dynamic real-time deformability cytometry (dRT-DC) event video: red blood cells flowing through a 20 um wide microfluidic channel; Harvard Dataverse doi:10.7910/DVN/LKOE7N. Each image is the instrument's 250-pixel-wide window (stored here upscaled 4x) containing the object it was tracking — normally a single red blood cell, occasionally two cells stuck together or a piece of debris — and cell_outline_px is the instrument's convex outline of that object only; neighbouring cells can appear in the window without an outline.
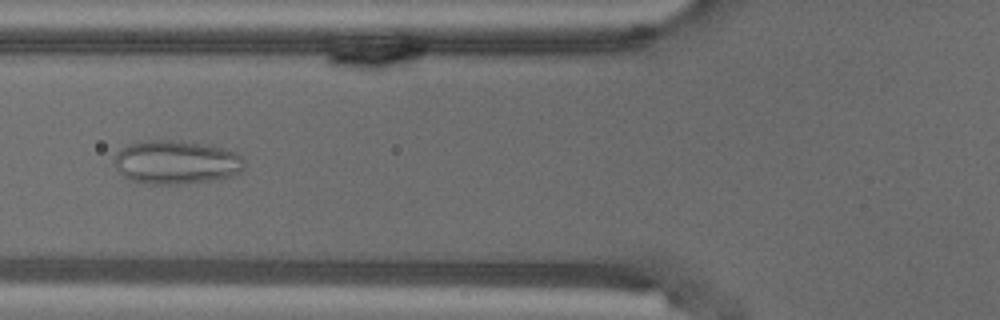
{"species": "common noctule bat (a hibernating species)", "species_latin": "Nyctalus noctula", "temperature_condition": "warm", "stored_images_in_passage": 55, "camera_frame_rate_fps": 3000, "um_per_image_px": 0.085, "animal": {"sex": "male", "body_mass_g": 18.8}, "frame": {"image": 1, "passage_image": 21, "time_ms": 6.667, "image_size_px": [1000, 320], "cell_outline_px": [[244, 172], [232, 176], [212, 180], [180, 184], [152, 184], [132, 180], [124, 176], [112, 164], [112, 160], [116, 152], [128, 144], [140, 140], [180, 140], [208, 144], [224, 148], [236, 152], [244, 156]], "centroid_in_image_um": [15.0, 13.77], "position_along_channel_um": 110.8, "area_um2": 33.81}}
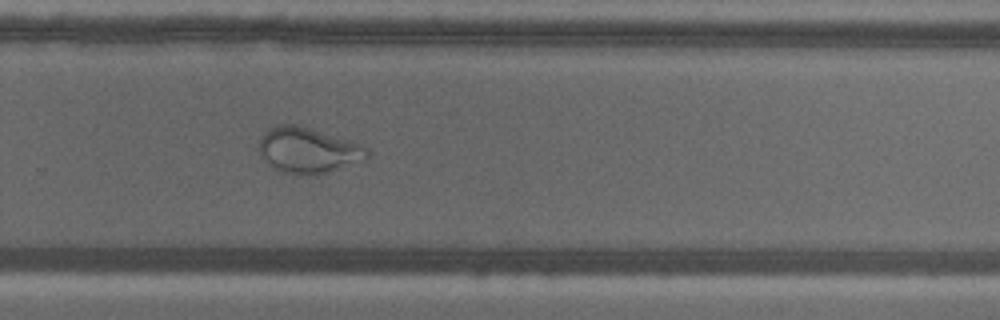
{"frame": {"image": 2, "passage_image": 37, "time_ms": 12.0, "image_size_px": [1000, 320], "cell_outline_px": [[372, 152], [364, 160], [328, 172], [308, 176], [300, 176], [280, 172], [272, 168], [260, 156], [260, 136], [268, 128], [276, 124], [296, 124], [352, 140], [364, 144]], "centroid_in_image_um": [26.2, 12.78], "position_along_channel_um": 303.6, "area_um2": 29.42}}
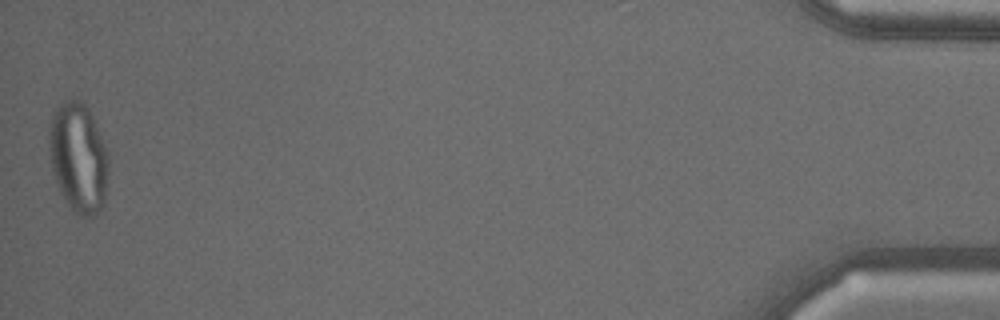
{"frame": {"image": 3, "passage_image": 55, "time_ms": 18.0, "image_size_px": [1000, 320], "cell_outline_px": [[108, 172], [104, 204], [92, 216], [80, 216], [68, 204], [60, 192], [52, 172], [48, 144], [48, 132], [52, 112], [60, 104], [68, 100], [80, 100], [88, 108], [92, 116], [108, 156]], "centroid_in_image_um": [6.63, 13.39], "position_along_channel_um": 428.6, "area_um2": 37.8}}